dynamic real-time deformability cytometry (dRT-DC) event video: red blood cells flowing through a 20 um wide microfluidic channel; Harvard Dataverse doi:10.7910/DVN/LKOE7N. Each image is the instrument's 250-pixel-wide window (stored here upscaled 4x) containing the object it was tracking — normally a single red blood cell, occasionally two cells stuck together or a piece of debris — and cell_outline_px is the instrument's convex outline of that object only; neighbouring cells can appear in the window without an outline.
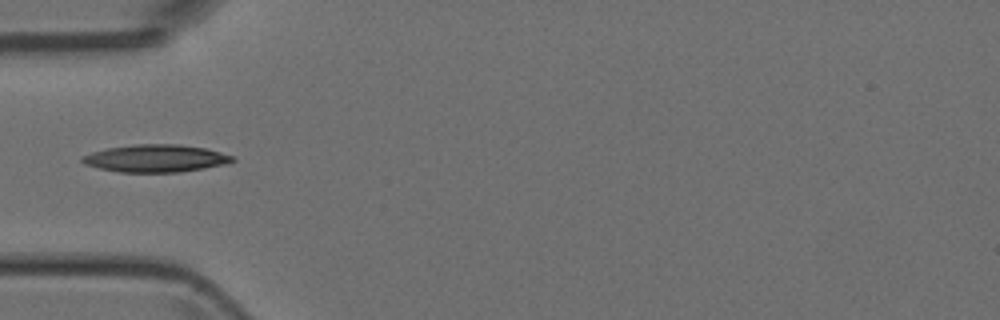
{"species": "Egyptian fruit bat (a non-hibernating species)", "species_latin": "Rousettus aegyptiacus", "temperature_condition": "room temperature", "stored_images_in_passage": 7, "camera_frame_rate_fps": 3000, "um_per_image_px": 0.085, "animal": {"sex": "female"}, "frame": {"image": 1, "passage_image": 1, "time_ms": 0.0, "image_size_px": [1000, 320], "cell_outline_px": [[236, 160], [224, 164], [204, 168], [180, 172], [120, 172], [100, 168], [84, 164], [80, 160], [80, 156], [92, 152], [108, 148], [136, 144], [180, 144], [204, 148], [236, 156]], "centroid_in_image_um": [13.24, 13.46], "position_along_channel_um": 71.8, "area_um2": 24.04}}
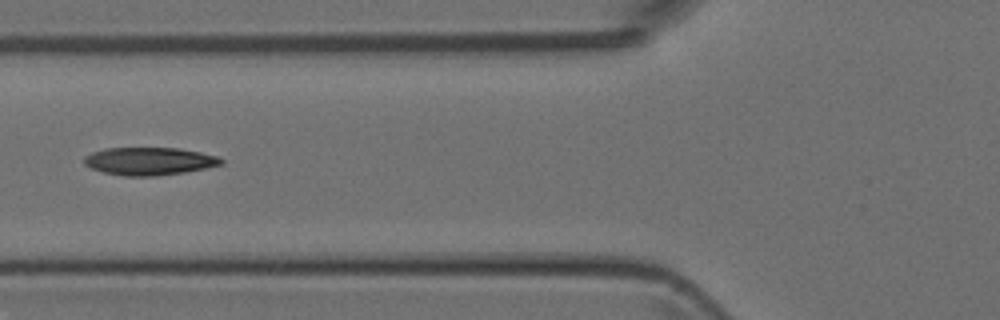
{"frame": {"image": 2, "passage_image": 4, "time_ms": 1.0, "image_size_px": [1000, 320], "cell_outline_px": [[224, 164], [184, 172], [156, 176], [124, 176], [104, 172], [92, 168], [84, 164], [84, 156], [92, 152], [104, 148], [180, 148], [220, 156], [224, 160]], "centroid_in_image_um": [12.71, 13.69], "position_along_channel_um": 113.1, "area_um2": 22.25}}
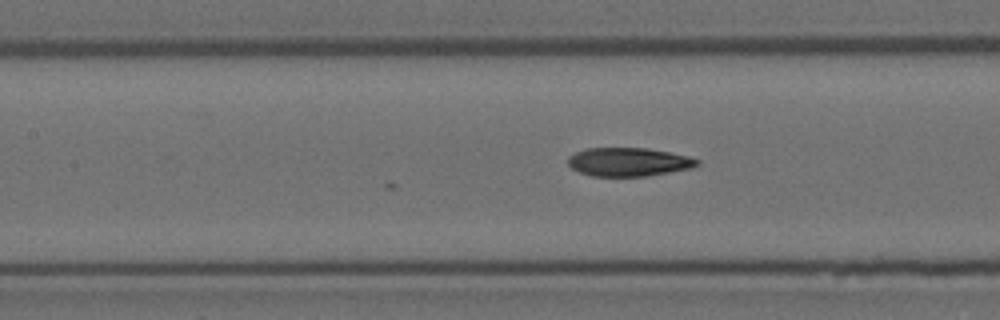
{"frame": {"image": 3, "passage_image": 7, "time_ms": 2.0, "image_size_px": [1000, 320], "cell_outline_px": [[700, 164], [692, 168], [644, 176], [592, 176], [580, 172], [572, 168], [568, 164], [568, 156], [576, 152], [588, 148], [648, 148], [688, 156], [700, 160]], "centroid_in_image_um": [53.43, 13.76], "position_along_channel_um": 154.0, "area_um2": 21.39}}